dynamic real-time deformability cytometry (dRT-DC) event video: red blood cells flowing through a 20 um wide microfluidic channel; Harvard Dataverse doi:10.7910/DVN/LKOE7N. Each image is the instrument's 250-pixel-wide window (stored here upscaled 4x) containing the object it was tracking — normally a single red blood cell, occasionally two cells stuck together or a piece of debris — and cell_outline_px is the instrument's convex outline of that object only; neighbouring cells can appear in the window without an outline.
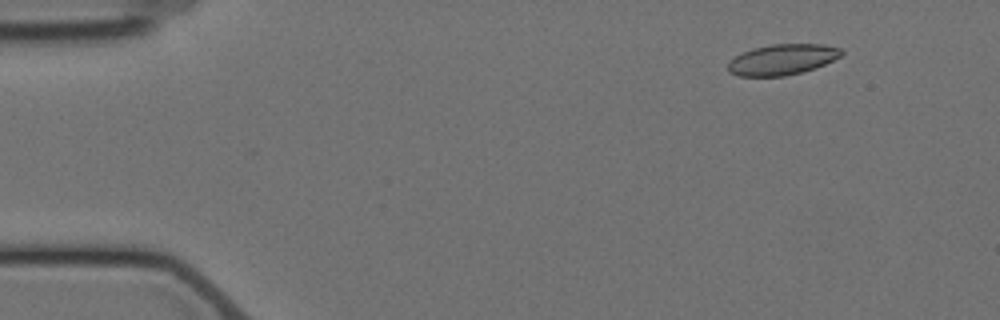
{"species": "Egyptian fruit bat (a non-hibernating species)", "species_latin": "Rousettus aegyptiacus", "temperature_condition": "cold", "stored_images_in_passage": 14, "camera_frame_rate_fps": 3000, "um_per_image_px": 0.085, "animal": {"sex": "female"}, "frame": {"image": 1, "passage_image": 2, "time_ms": 1.333, "image_size_px": [1000, 320], "cell_outline_px": [[844, 52], [840, 56], [816, 68], [784, 76], [740, 76], [728, 72], [728, 64], [736, 56], [752, 48], [772, 44], [824, 44], [840, 48]], "centroid_in_image_um": [66.5, 5.05], "position_along_channel_um": 18.5, "area_um2": 20.11}}
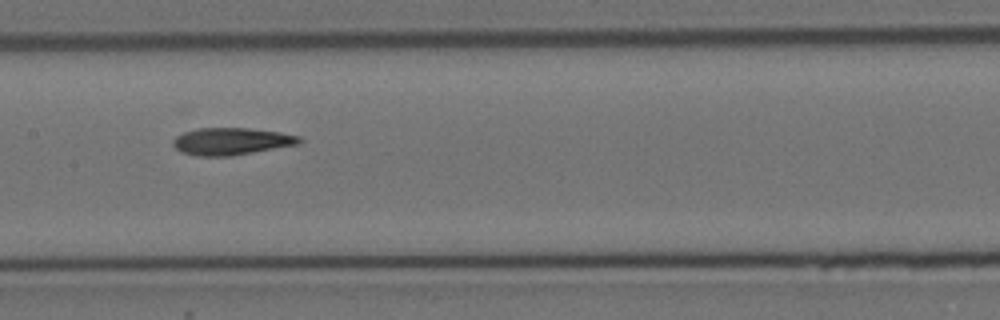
{"frame": {"image": 2, "passage_image": 9, "time_ms": 13.0, "image_size_px": [1000, 320], "cell_outline_px": [[304, 140], [300, 144], [232, 156], [196, 156], [180, 152], [172, 144], [172, 140], [176, 136], [184, 132], [196, 128], [248, 128], [280, 132], [300, 136]], "centroid_in_image_um": [19.67, 12.01], "position_along_channel_um": 187.7, "area_um2": 20.23}}
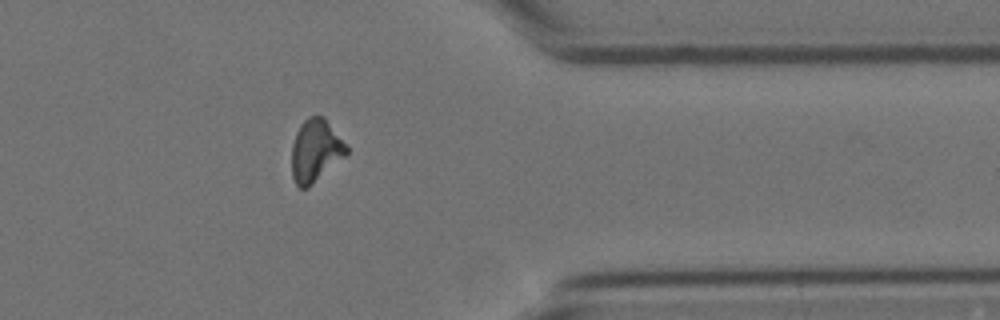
{"frame": {"image": 3, "passage_image": 14, "time_ms": 19.0, "image_size_px": [1000, 320], "cell_outline_px": [[348, 152], [344, 156], [308, 188], [300, 188], [296, 184], [292, 176], [292, 144], [296, 132], [300, 124], [308, 116], [316, 112], [324, 116], [348, 148]], "centroid_in_image_um": [26.79, 12.76], "position_along_channel_um": 384.6, "area_um2": 19.94}, "authors_computed_cell_mechanics": {"area_um2": 20.0277, "velocity_mm_per_s": 3.5139, "shape_relaxation_time_tau1_ms": 6.173, "shape_relaxation_time_tau2_ms": 4.1361, "deformation_change_tau1": 0.1591, "deformation_change_tau2": 0.0823}}